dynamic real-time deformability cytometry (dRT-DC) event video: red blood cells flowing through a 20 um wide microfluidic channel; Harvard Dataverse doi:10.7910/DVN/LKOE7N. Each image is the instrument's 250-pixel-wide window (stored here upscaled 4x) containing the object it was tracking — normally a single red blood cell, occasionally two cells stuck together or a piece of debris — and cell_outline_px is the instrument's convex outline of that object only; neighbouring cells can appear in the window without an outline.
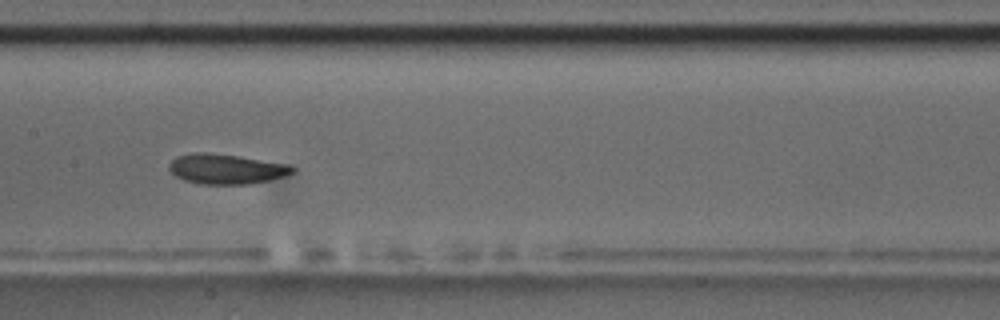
{"species": "common noctule bat (a hibernating species)", "species_latin": "Nyctalus noctula", "temperature_condition": "room temperature", "stored_images_in_passage": 11, "camera_frame_rate_fps": 3000, "um_per_image_px": 0.085, "animal": {"sex": "male", "body_mass_g": 17.5, "forearm_length_mm": 52.3}, "frame": {"image": 1, "passage_image": 8, "time_ms": 9.0, "image_size_px": [1000, 320], "cell_outline_px": [[296, 168], [292, 172], [284, 176], [252, 184], [200, 184], [184, 180], [176, 176], [168, 168], [168, 164], [176, 156], [196, 152], [204, 152], [240, 156], [288, 164]], "centroid_in_image_um": [19.21, 14.36], "position_along_channel_um": 188.2, "area_um2": 21.56}}